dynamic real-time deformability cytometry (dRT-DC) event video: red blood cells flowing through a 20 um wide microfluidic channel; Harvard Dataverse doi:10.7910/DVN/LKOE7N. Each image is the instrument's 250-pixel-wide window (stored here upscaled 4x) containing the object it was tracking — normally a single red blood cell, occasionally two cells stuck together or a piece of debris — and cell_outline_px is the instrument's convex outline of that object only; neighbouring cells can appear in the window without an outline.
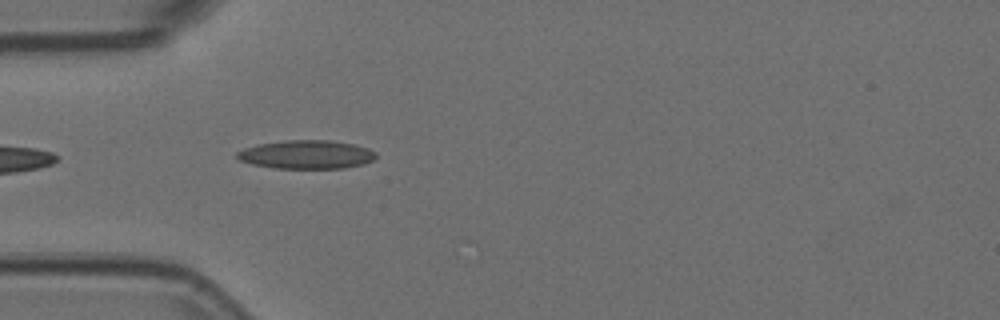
{"species": "Egyptian fruit bat (a non-hibernating species)", "species_latin": "Rousettus aegyptiacus", "temperature_condition": "room temperature", "stored_images_in_passage": 23, "camera_frame_rate_fps": 3000, "um_per_image_px": 0.085, "animal": {"sex": "female"}, "frame": {"image": 1, "passage_image": 3, "time_ms": 0.667, "image_size_px": [1000, 320], "cell_outline_px": [[376, 156], [372, 160], [364, 164], [344, 168], [272, 168], [252, 164], [240, 160], [236, 156], [236, 152], [244, 148], [260, 144], [288, 140], [332, 140], [352, 144], [368, 148], [376, 152]], "centroid_in_image_um": [26.06, 13.14], "position_along_channel_um": 58.9, "area_um2": 23.06}}
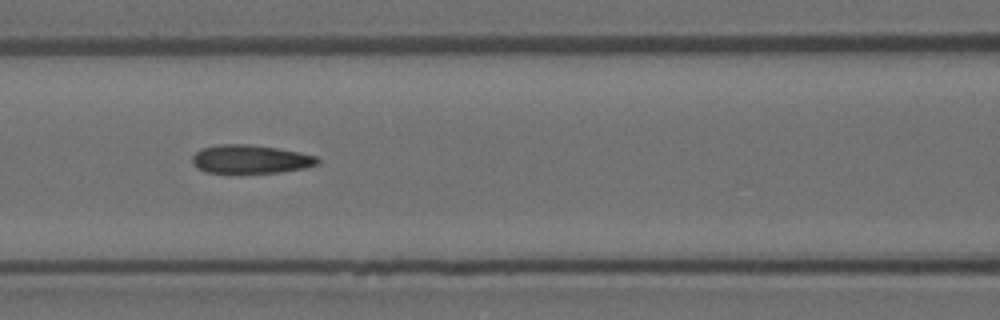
{"frame": {"image": 2, "passage_image": 10, "time_ms": 3.0, "image_size_px": [1000, 320], "cell_outline_px": [[320, 164], [304, 168], [280, 172], [204, 172], [196, 168], [192, 164], [192, 156], [200, 148], [216, 144], [248, 144], [276, 148], [300, 152], [316, 156], [320, 160]], "centroid_in_image_um": [21.27, 13.52], "position_along_channel_um": 145.3, "area_um2": 20.87}}
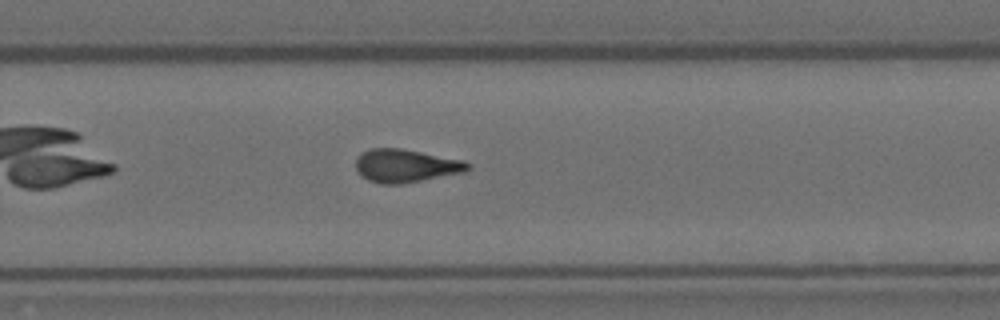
{"frame": {"image": 3, "passage_image": 22, "time_ms": 7.0, "image_size_px": [1000, 320], "cell_outline_px": [[472, 168], [468, 172], [400, 184], [380, 184], [368, 180], [360, 176], [356, 168], [356, 156], [360, 152], [372, 148], [400, 148], [464, 160], [472, 164]], "centroid_in_image_um": [34.51, 14.09], "position_along_channel_um": 295.3, "area_um2": 22.02}}